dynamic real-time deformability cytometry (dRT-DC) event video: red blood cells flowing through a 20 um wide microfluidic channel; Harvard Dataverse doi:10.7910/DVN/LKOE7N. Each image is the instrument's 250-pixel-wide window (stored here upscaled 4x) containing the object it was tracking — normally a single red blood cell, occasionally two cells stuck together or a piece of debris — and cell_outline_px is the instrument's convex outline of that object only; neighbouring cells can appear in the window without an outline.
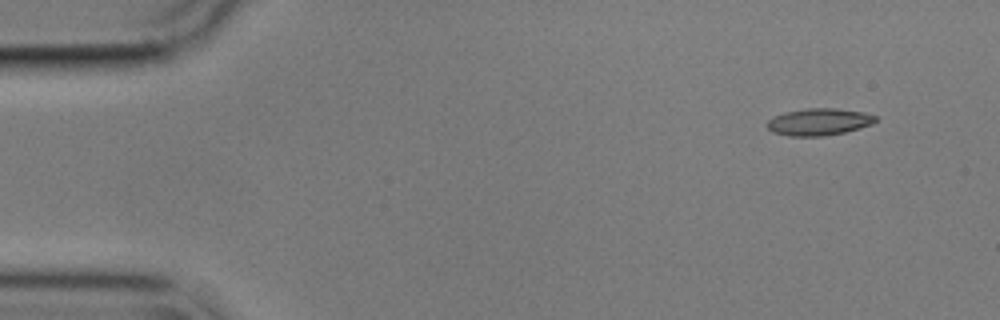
{"species": "common noctule bat (a hibernating species)", "species_latin": "Nyctalus noctula", "temperature_condition": "cold", "stored_images_in_passage": 5, "segment_of_instrument_passage": [2, 2], "camera_frame_rate_fps": 3000, "um_per_image_px": 0.085, "animal": {"sex": "male", "body_mass_g": 17.9}, "frame": {"image": 1, "passage_image": 5, "time_ms": 1.333, "image_size_px": [1000, 320], "cell_outline_px": [[876, 120], [872, 124], [860, 128], [844, 132], [824, 136], [788, 136], [772, 132], [768, 128], [768, 120], [772, 116], [784, 112], [808, 108], [836, 108], [864, 112], [876, 116]], "centroid_in_image_um": [69.59, 10.35], "position_along_channel_um": 15.4, "area_um2": 17.11}}